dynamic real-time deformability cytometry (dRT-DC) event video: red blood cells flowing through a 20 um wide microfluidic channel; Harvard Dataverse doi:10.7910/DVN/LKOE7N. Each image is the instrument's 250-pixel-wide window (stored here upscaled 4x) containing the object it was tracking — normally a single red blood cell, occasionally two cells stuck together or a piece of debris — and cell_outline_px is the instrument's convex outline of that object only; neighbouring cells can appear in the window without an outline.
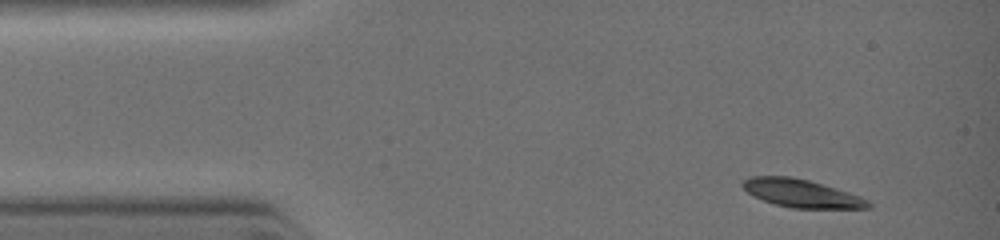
{"species": "common noctule bat (a hibernating species)", "species_latin": "Nyctalus noctula", "temperature_condition": "warm", "stored_images_in_passage": 7, "camera_frame_rate_fps": 3000, "um_per_image_px": 0.085, "animal": {"sex": "female", "body_mass_g": 19.0, "forearm_length_mm": 51.5}, "frame": {"image": 1, "passage_image": 1, "time_ms": 0.0, "image_size_px": [1000, 240], "cell_outline_px": [[872, 208], [792, 208], [776, 204], [752, 196], [740, 184], [744, 180], [752, 176], [792, 176], [808, 180], [848, 192], [860, 196], [868, 200], [872, 204]], "centroid_in_image_um": [68.12, 16.43], "position_along_channel_um": 16.9, "area_um2": 20.35}}
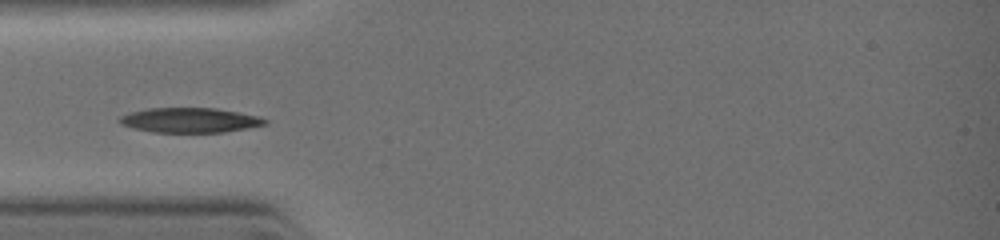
{"frame": {"image": 2, "passage_image": 6, "time_ms": 2.333, "image_size_px": [1000, 240], "cell_outline_px": [[268, 124], [224, 132], [152, 132], [132, 128], [120, 124], [116, 120], [120, 116], [132, 112], [148, 108], [216, 108], [260, 116], [268, 120]], "centroid_in_image_um": [16.13, 10.21], "position_along_channel_um": 68.9, "area_um2": 21.1}}